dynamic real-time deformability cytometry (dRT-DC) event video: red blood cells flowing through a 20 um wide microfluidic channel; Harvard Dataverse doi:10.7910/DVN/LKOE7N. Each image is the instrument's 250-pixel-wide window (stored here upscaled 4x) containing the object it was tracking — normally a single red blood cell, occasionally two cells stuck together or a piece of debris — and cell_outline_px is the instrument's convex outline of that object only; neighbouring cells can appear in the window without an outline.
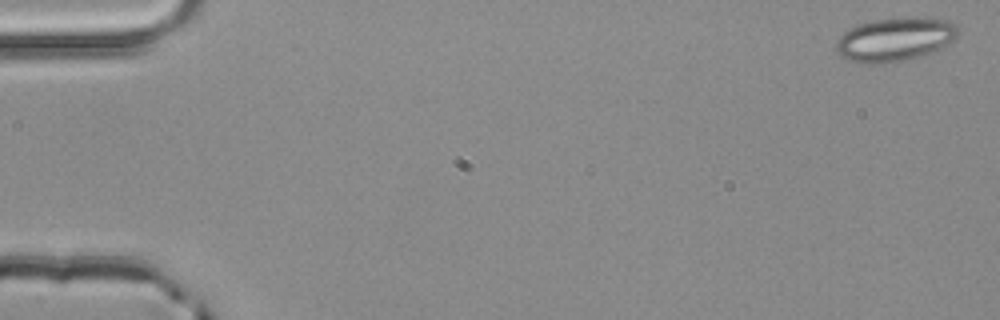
{"species": "common noctule bat (a hibernating species)", "species_latin": "Nyctalus noctula", "temperature_condition": "room temperature", "stored_images_in_passage": 3, "camera_frame_rate_fps": 3000, "um_per_image_px": 0.085, "animal": {"sex": "male", "body_mass_g": 20.4}, "frame": {"image": 1, "passage_image": 1, "time_ms": 0.0, "image_size_px": [1000, 320], "cell_outline_px": [[960, 32], [952, 40], [940, 48], [924, 56], [884, 64], [864, 64], [848, 60], [840, 56], [836, 52], [836, 40], [844, 32], [856, 24], [872, 20], [916, 16], [928, 16], [948, 20], [956, 24]], "centroid_in_image_um": [76.07, 3.34], "position_along_channel_um": 8.9, "area_um2": 31.73}}
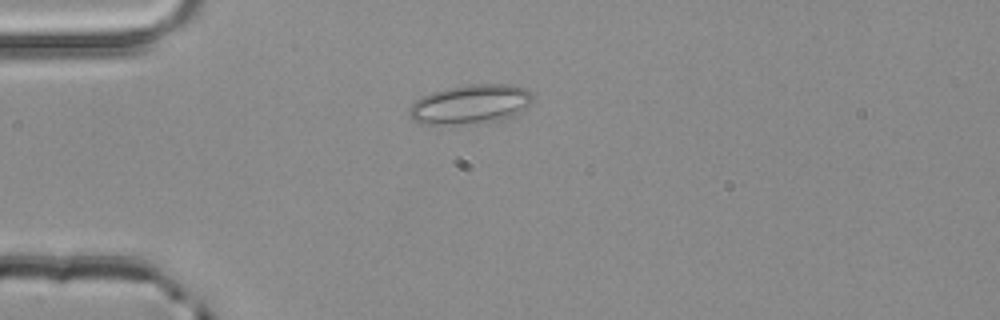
{"frame": {"image": 2, "passage_image": 3, "time_ms": 0.667, "image_size_px": [1000, 320], "cell_outline_px": [[532, 100], [516, 116], [500, 120], [460, 124], [420, 124], [412, 120], [408, 116], [408, 108], [416, 100], [432, 92], [444, 88], [468, 84], [508, 84], [524, 88], [532, 96]], "centroid_in_image_um": [39.94, 8.87], "position_along_channel_um": 45.1, "area_um2": 28.32}}